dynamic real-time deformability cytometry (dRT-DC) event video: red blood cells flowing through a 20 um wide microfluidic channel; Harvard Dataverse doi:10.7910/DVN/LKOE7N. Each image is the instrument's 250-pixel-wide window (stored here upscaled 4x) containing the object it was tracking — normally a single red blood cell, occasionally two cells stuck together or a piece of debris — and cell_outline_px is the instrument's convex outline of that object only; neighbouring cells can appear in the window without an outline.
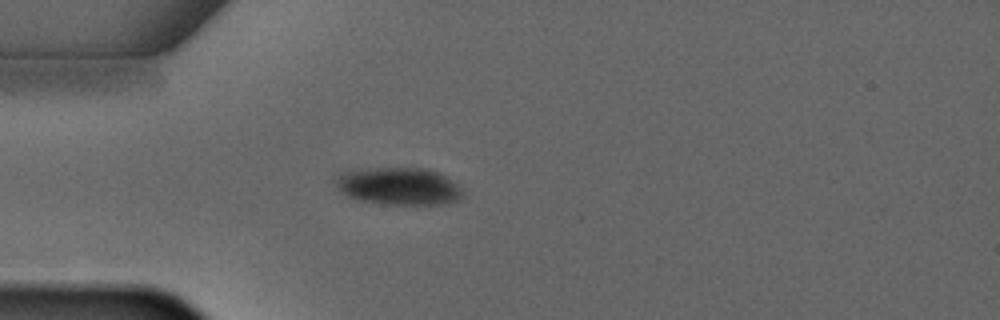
{"species": "common noctule bat (a hibernating species)", "species_latin": "Nyctalus noctula", "temperature_condition": "warm", "stored_images_in_passage": 1, "camera_frame_rate_fps": 3000, "um_per_image_px": 0.085, "animal": {"sex": "male", "forearm_length_mm": 52.5}, "frame": {"image": 1, "passage_image": 1, "time_ms": 0.0, "image_size_px": [1000, 320], "cell_outline_px": [[464, 196], [460, 200], [444, 204], [380, 204], [360, 200], [348, 196], [336, 188], [332, 180], [340, 172], [360, 168], [428, 168], [440, 172], [448, 176], [460, 184], [464, 192]], "centroid_in_image_um": [33.92, 15.81], "position_along_channel_um": 51.1, "area_um2": 28.61}}